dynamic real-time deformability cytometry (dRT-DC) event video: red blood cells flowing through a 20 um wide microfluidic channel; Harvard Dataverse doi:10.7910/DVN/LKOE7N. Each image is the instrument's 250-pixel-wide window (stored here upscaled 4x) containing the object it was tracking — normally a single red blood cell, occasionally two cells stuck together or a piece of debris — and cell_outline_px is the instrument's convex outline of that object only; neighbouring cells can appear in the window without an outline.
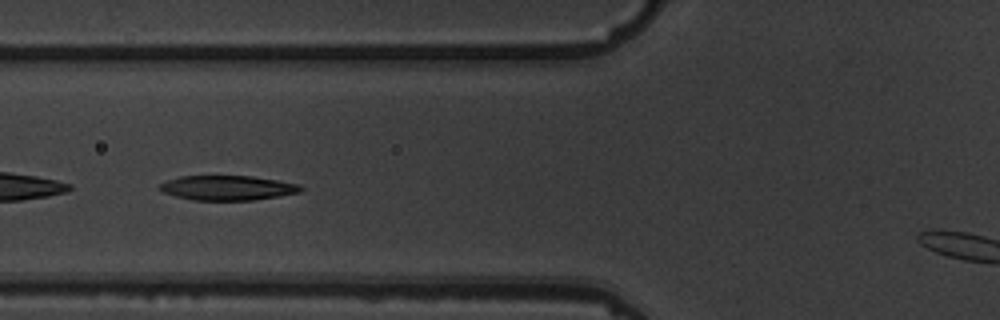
{"species": "common noctule bat (a hibernating species)", "species_latin": "Nyctalus noctula", "temperature_condition": "warm", "stored_images_in_passage": 10, "camera_frame_rate_fps": 3000, "um_per_image_px": 0.085, "animal": {"sex": "male", "body_mass_g": 19.5, "forearm_length_mm": 54.6}, "frame": {"image": 1, "passage_image": 5, "time_ms": 4.667, "image_size_px": [1000, 320], "cell_outline_px": [[304, 188], [300, 192], [252, 200], [192, 200], [176, 196], [164, 192], [156, 188], [160, 184], [168, 180], [180, 176], [252, 176], [300, 184]], "centroid_in_image_um": [19.32, 15.96], "position_along_channel_um": 106.5, "area_um2": 20.17}}
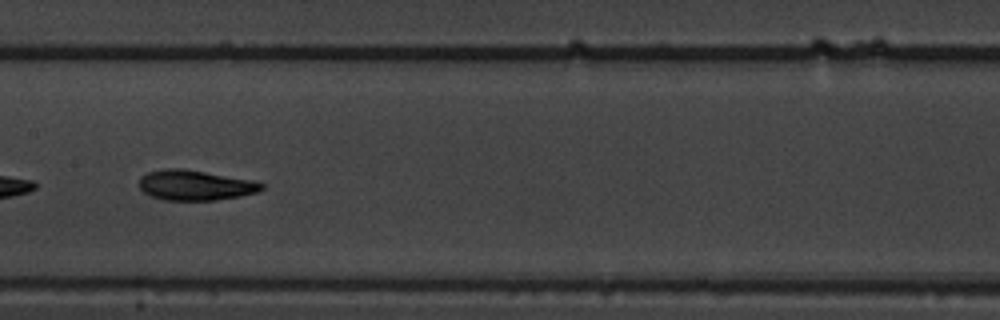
{"frame": {"image": 2, "passage_image": 7, "time_ms": 7.0, "image_size_px": [1000, 320], "cell_outline_px": [[264, 188], [256, 192], [240, 196], [216, 200], [164, 200], [152, 196], [144, 192], [140, 188], [140, 176], [148, 172], [164, 168], [184, 168], [252, 180], [264, 184]], "centroid_in_image_um": [16.58, 15.73], "position_along_channel_um": 190.8, "area_um2": 21.5}}
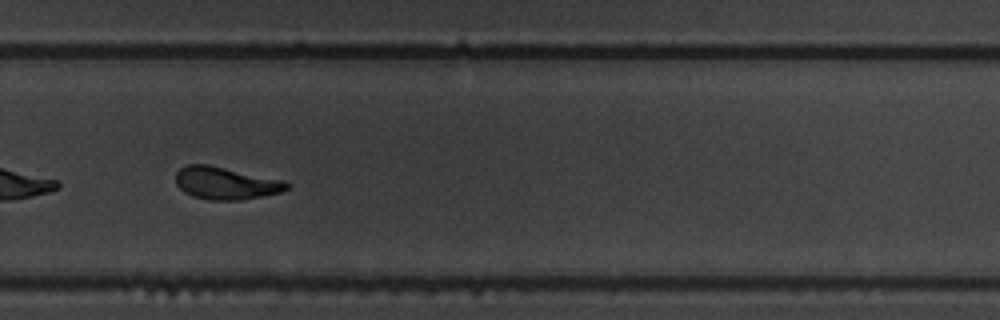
{"frame": {"image": 3, "passage_image": 10, "time_ms": 10.333, "image_size_px": [1000, 320], "cell_outline_px": [[292, 184], [288, 188], [280, 192], [240, 200], [208, 200], [192, 196], [184, 192], [176, 184], [176, 172], [180, 168], [188, 164], [208, 164], [284, 180]], "centroid_in_image_um": [19.18, 15.56], "position_along_channel_um": 310.6, "area_um2": 21.04}}